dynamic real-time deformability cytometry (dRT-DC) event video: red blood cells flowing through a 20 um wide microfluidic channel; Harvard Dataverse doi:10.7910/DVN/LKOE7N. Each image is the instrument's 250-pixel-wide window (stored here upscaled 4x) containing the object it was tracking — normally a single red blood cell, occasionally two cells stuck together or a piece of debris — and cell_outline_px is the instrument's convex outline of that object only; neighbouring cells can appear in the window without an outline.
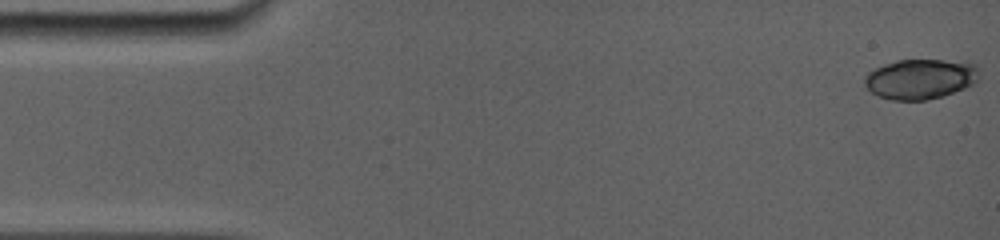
{"species": "common noctule bat (a hibernating species)", "species_latin": "Nyctalus noctula", "temperature_condition": "room temperature", "stored_images_in_passage": 27, "camera_frame_rate_fps": 5000, "um_per_image_px": 0.085, "animal": {"sex": "female", "body_mass_g": 19.0, "forearm_length_mm": 56.7}, "frame": {"image": 1, "passage_image": 1, "time_ms": 0.0, "image_size_px": [1000, 240], "cell_outline_px": [[980, 80], [976, 84], [944, 96], [928, 100], [892, 100], [876, 96], [864, 84], [864, 76], [868, 72], [884, 64], [896, 60], [968, 60], [976, 64], [980, 76]], "centroid_in_image_um": [78.3, 6.7], "position_along_channel_um": 6.7, "area_um2": 27.46}}
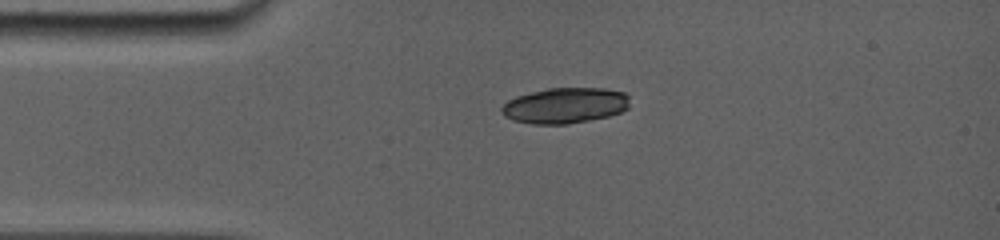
{"frame": {"image": 2, "passage_image": 24, "time_ms": 3.4, "image_size_px": [1000, 240], "cell_outline_px": [[628, 108], [620, 112], [608, 116], [568, 124], [532, 124], [512, 120], [504, 116], [500, 112], [500, 108], [508, 100], [516, 96], [548, 88], [604, 88], [624, 92], [628, 96]], "centroid_in_image_um": [47.99, 8.97], "position_along_channel_um": 37.0, "area_um2": 26.65}}